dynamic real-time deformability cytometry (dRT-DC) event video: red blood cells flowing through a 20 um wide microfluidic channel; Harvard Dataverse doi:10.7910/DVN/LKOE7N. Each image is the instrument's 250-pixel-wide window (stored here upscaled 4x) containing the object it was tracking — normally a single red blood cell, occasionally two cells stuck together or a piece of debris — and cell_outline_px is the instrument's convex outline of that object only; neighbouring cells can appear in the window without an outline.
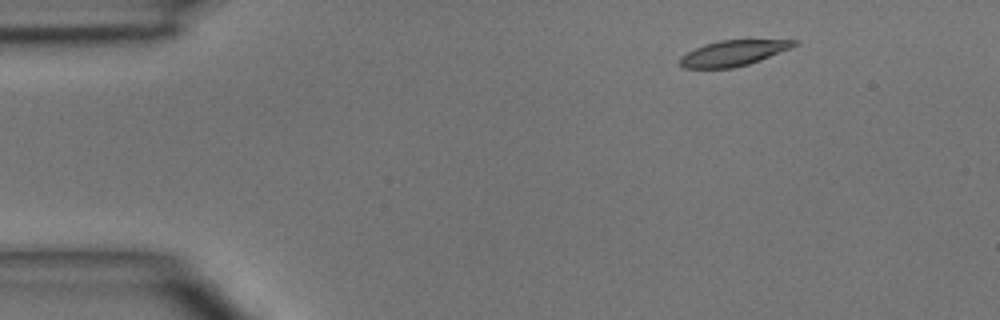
{"species": "common noctule bat (a hibernating species)", "species_latin": "Nyctalus noctula", "temperature_condition": "room temperature", "stored_images_in_passage": 3, "camera_frame_rate_fps": 3000, "um_per_image_px": 0.085, "animal": {"sex": "male", "body_mass_g": 15.6}, "frame": {"image": 1, "passage_image": 1, "time_ms": 0.0, "image_size_px": [1000, 320], "cell_outline_px": [[800, 44], [792, 48], [760, 60], [748, 64], [732, 68], [684, 68], [680, 64], [680, 56], [704, 44], [720, 40], [796, 40]], "centroid_in_image_um": [62.35, 4.51], "position_along_channel_um": 22.6, "area_um2": 16.94}}
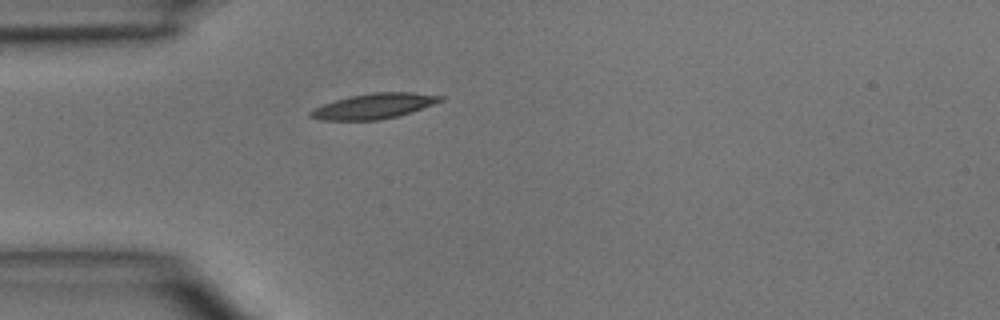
{"frame": {"image": 2, "passage_image": 3, "time_ms": 2.333, "image_size_px": [1000, 320], "cell_outline_px": [[444, 100], [396, 116], [380, 120], [324, 120], [308, 116], [308, 112], [312, 108], [348, 96], [372, 92], [412, 92], [444, 96]], "centroid_in_image_um": [31.73, 9.01], "position_along_channel_um": 53.3, "area_um2": 18.96}}